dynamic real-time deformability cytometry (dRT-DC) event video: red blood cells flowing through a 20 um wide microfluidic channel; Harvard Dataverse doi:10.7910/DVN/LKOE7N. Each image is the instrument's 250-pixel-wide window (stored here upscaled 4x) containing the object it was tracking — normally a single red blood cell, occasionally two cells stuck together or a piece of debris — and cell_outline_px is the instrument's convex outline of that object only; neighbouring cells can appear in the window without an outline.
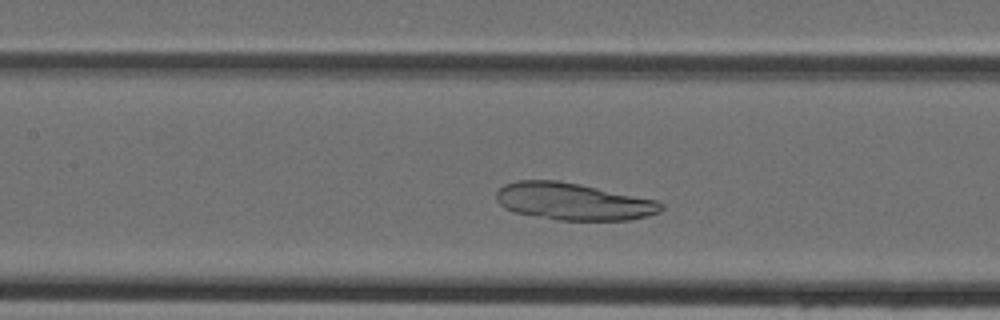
{"species": "Egyptian fruit bat (a non-hibernating species)", "species_latin": "Rousettus aegyptiacus", "temperature_condition": "cold", "stored_images_in_passage": 37, "camera_frame_rate_fps": 3000, "um_per_image_px": 0.085, "animal": {"sex": "female"}, "frame": {"image": 1, "passage_image": 12, "time_ms": 3.667, "image_size_px": [1000, 320], "cell_outline_px": [[664, 208], [660, 212], [648, 216], [628, 220], [556, 220], [512, 212], [504, 208], [496, 200], [496, 192], [504, 184], [516, 180], [556, 180], [580, 184], [656, 200], [664, 204]], "centroid_in_image_um": [48.7, 17.13], "position_along_channel_um": 158.7, "area_um2": 35.84}}
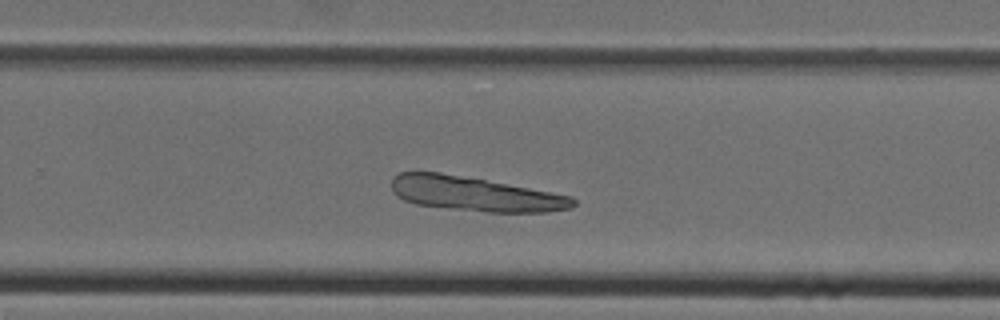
{"frame": {"image": 2, "passage_image": 21, "time_ms": 6.667, "image_size_px": [1000, 320], "cell_outline_px": [[576, 204], [568, 208], [548, 212], [484, 212], [416, 204], [404, 200], [396, 196], [392, 192], [392, 176], [400, 172], [416, 168], [440, 172], [572, 196], [576, 200]], "centroid_in_image_um": [40.25, 16.45], "position_along_channel_um": 289.5, "area_um2": 36.65}}
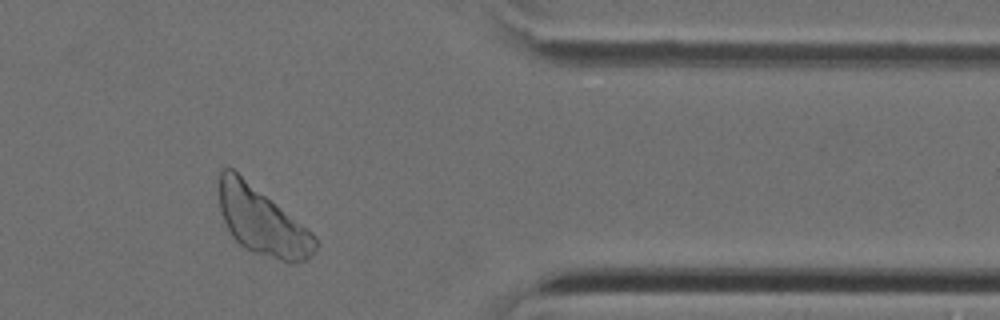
{"frame": {"image": 3, "passage_image": 29, "time_ms": 9.333, "image_size_px": [1000, 320], "cell_outline_px": [[320, 244], [316, 252], [304, 260], [296, 264], [288, 264], [252, 252], [240, 244], [232, 236], [220, 212], [220, 172], [224, 168], [232, 168], [308, 228], [316, 236]], "centroid_in_image_um": [22.34, 18.86], "position_along_channel_um": 389.1, "area_um2": 37.97}}